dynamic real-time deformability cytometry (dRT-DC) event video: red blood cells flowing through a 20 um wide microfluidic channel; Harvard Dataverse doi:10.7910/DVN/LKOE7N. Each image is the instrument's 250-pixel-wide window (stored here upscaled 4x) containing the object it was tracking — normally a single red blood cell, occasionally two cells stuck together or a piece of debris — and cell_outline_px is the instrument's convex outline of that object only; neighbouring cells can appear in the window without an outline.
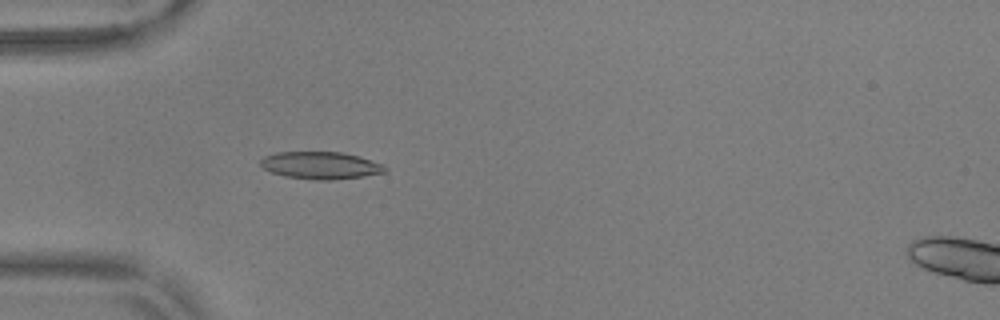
{"species": "common noctule bat (a hibernating species)", "species_latin": "Nyctalus noctula", "temperature_condition": "warm", "stored_images_in_passage": 55, "camera_frame_rate_fps": 3000, "um_per_image_px": 0.085, "animal": {"sex": "male", "body_mass_g": 17.9, "forearm_length_mm": 54.2}, "frame": {"image": 1, "passage_image": 17, "time_ms": 5.333, "image_size_px": [1000, 320], "cell_outline_px": [[388, 172], [364, 176], [332, 180], [316, 180], [284, 176], [272, 172], [264, 168], [260, 164], [260, 160], [264, 156], [276, 152], [344, 152], [360, 156], [384, 164], [388, 168]], "centroid_in_image_um": [27.31, 14.05], "position_along_channel_um": 57.7, "area_um2": 20.06}}
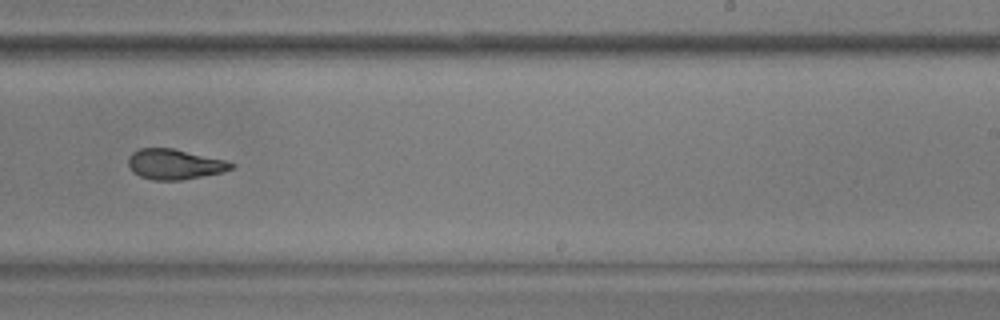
{"frame": {"image": 2, "passage_image": 35, "time_ms": 11.333, "image_size_px": [1000, 320], "cell_outline_px": [[236, 164], [232, 168], [220, 172], [180, 180], [152, 180], [140, 176], [132, 172], [128, 164], [128, 156], [132, 152], [140, 148], [172, 148], [224, 160]], "centroid_in_image_um": [14.77, 13.95], "position_along_channel_um": 274.2, "area_um2": 17.92}}
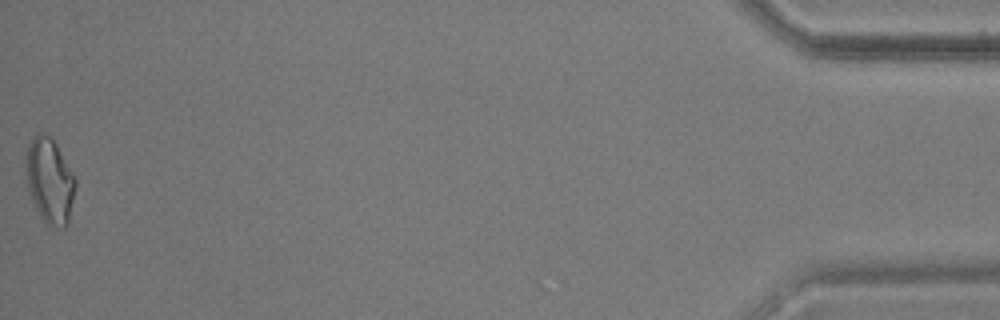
{"frame": {"image": 3, "passage_image": 55, "time_ms": 18.0, "image_size_px": [1000, 320], "cell_outline_px": [[76, 184], [68, 220], [64, 228], [48, 228], [40, 216], [28, 192], [24, 156], [32, 136], [36, 132], [44, 132], [56, 144], [76, 180]], "centroid_in_image_um": [4.18, 15.37], "position_along_channel_um": 431.0, "area_um2": 24.74}, "authors_computed_cell_mechanics": {"area_um2": 18.9006, "velocity_mm_per_s": 3.6985, "shape_relaxation_time_tau1_ms": 5.632, "shape_relaxation_time_tau2_ms": 2.3438, "deformation_change_tau1": 0.1883, "deformation_change_tau2": 0.1041}}